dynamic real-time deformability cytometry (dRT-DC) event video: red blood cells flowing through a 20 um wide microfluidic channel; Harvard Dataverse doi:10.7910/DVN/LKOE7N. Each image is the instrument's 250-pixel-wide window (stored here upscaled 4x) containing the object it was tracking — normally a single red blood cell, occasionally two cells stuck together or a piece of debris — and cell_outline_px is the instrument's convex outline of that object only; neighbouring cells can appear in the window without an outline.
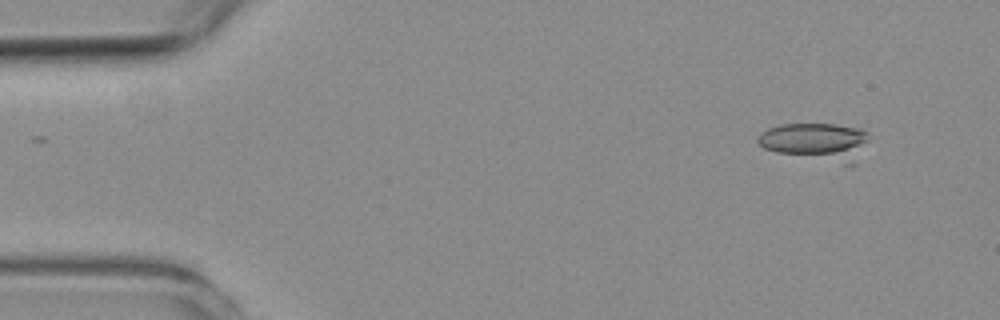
{"species": "common noctule bat (a hibernating species)", "species_latin": "Nyctalus noctula", "temperature_condition": "room temperature", "stored_images_in_passage": 18, "camera_frame_rate_fps": 3000, "um_per_image_px": 0.085, "animal": {"sex": "female", "body_mass_g": 19.3, "forearm_length_mm": 54.1}, "frame": {"image": 1, "passage_image": 1, "time_ms": 0.0, "image_size_px": [1000, 320], "cell_outline_px": [[864, 140], [856, 164], [844, 164], [776, 152], [764, 148], [756, 140], [760, 132], [768, 128], [780, 124], [832, 124], [860, 128], [864, 132]], "centroid_in_image_um": [69.28, 12.03], "position_along_channel_um": 15.7, "area_um2": 23.76}}
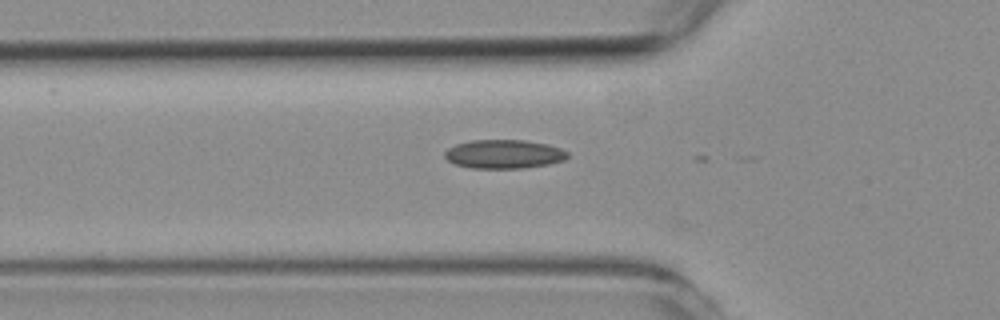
{"frame": {"image": 2, "passage_image": 15, "time_ms": 4.667, "image_size_px": [1000, 320], "cell_outline_px": [[568, 156], [564, 160], [548, 164], [524, 168], [472, 168], [456, 164], [448, 160], [444, 156], [444, 152], [448, 148], [456, 144], [472, 140], [524, 140], [548, 144], [560, 148], [568, 152]], "centroid_in_image_um": [42.84, 13.09], "position_along_channel_um": 83.0, "area_um2": 20.58}}